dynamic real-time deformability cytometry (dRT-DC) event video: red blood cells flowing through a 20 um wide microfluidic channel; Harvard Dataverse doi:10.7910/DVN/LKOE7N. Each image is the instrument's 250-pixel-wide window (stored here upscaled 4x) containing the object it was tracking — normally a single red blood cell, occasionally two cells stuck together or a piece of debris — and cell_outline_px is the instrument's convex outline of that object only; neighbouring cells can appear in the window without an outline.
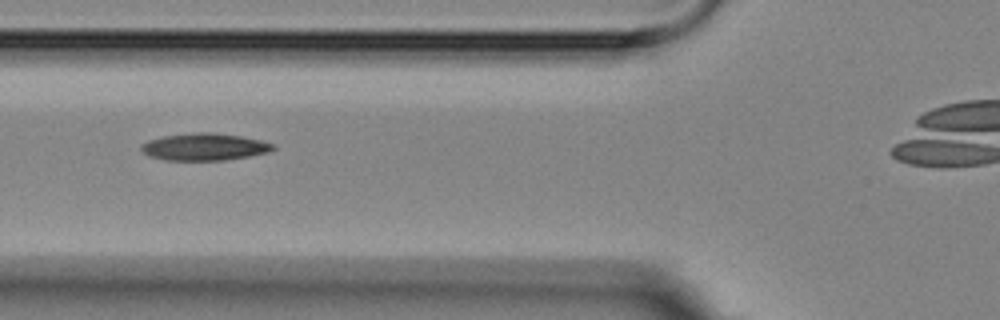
{"species": "Egyptian fruit bat (a non-hibernating species)", "species_latin": "Rousettus aegyptiacus", "temperature_condition": "room temperature", "stored_images_in_passage": 5, "camera_frame_rate_fps": 3000, "um_per_image_px": 0.085, "animal": {"sex": "female"}, "frame": {"image": 1, "passage_image": 4, "time_ms": 3.333, "image_size_px": [1000, 320], "cell_outline_px": [[276, 148], [268, 152], [248, 156], [224, 160], [168, 160], [148, 156], [140, 148], [140, 144], [148, 140], [164, 136], [192, 132], [212, 132], [240, 136], [260, 140], [272, 144]], "centroid_in_image_um": [17.34, 12.47], "position_along_channel_um": 108.5, "area_um2": 20.75}}
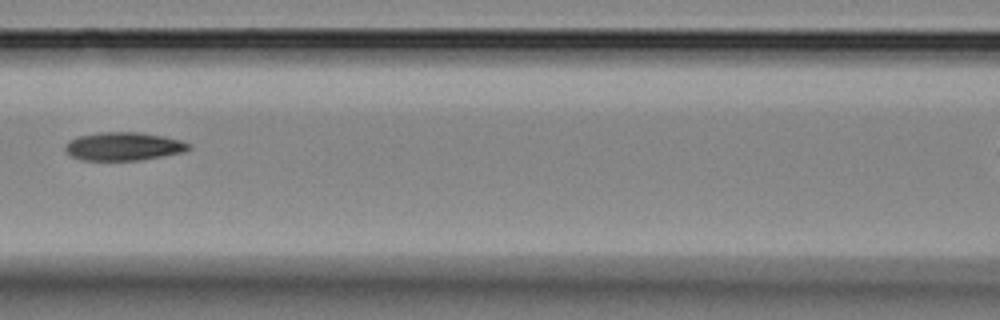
{"frame": {"image": 2, "passage_image": 5, "time_ms": 4.667, "image_size_px": [1000, 320], "cell_outline_px": [[192, 148], [184, 152], [140, 160], [80, 160], [72, 156], [64, 148], [64, 144], [68, 140], [80, 136], [100, 132], [140, 132], [164, 136], [180, 140], [192, 144]], "centroid_in_image_um": [10.52, 12.44], "position_along_channel_um": 156.1, "area_um2": 20.46}}